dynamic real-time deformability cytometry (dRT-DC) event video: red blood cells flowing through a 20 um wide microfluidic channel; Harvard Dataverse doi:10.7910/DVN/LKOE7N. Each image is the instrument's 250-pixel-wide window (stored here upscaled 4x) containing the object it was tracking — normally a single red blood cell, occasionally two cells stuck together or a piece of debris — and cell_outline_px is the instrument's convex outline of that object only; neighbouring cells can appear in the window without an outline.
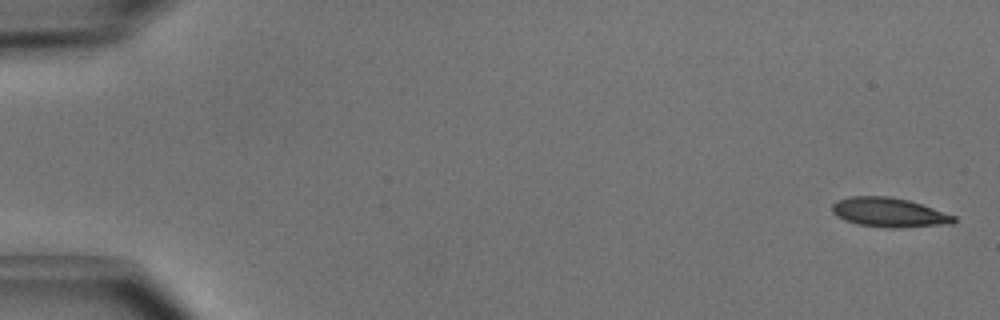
{"species": "common noctule bat (a hibernating species)", "species_latin": "Nyctalus noctula", "temperature_condition": "cold", "stored_images_in_passage": 50, "camera_frame_rate_fps": 3000, "um_per_image_px": 0.085, "animal": {"sex": "male", "body_mass_g": 15.6}, "frame": {"image": 1, "passage_image": 1, "time_ms": 0.0, "image_size_px": [1000, 320], "cell_outline_px": [[956, 220], [952, 224], [900, 228], [884, 228], [860, 224], [844, 220], [836, 216], [832, 212], [832, 204], [836, 200], [848, 196], [888, 196], [908, 200], [956, 216]], "centroid_in_image_um": [75.55, 18.06], "position_along_channel_um": 9.5, "area_um2": 20.92}}
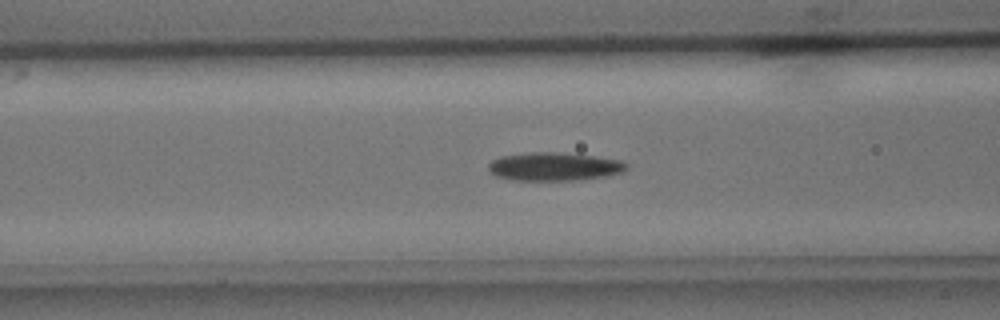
{"frame": {"image": 2, "passage_image": 20, "time_ms": 6.333, "image_size_px": [1000, 320], "cell_outline_px": [[628, 168], [620, 172], [604, 176], [572, 180], [512, 180], [496, 176], [488, 172], [488, 164], [492, 160], [500, 156], [532, 152], [556, 152], [592, 156], [620, 160], [628, 164]], "centroid_in_image_um": [47.04, 14.15], "position_along_channel_um": 119.6, "area_um2": 22.6}}
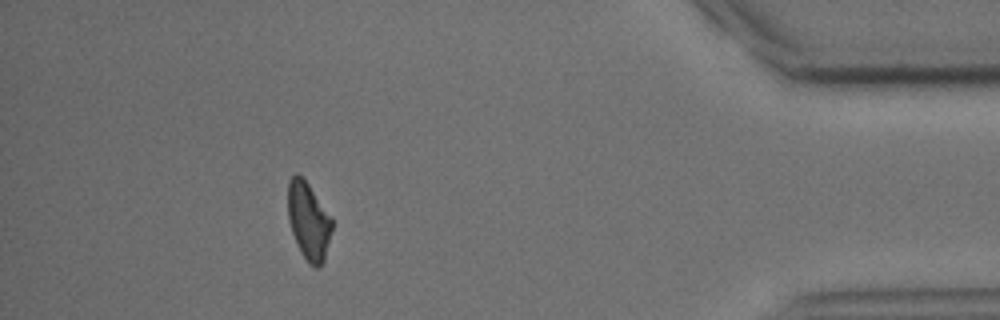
{"frame": {"image": 3, "passage_image": 45, "time_ms": 14.667, "image_size_px": [1000, 320], "cell_outline_px": [[332, 228], [324, 260], [320, 268], [316, 268], [308, 264], [300, 252], [292, 232], [288, 220], [288, 180], [296, 172], [308, 184], [332, 216]], "centroid_in_image_um": [26.22, 18.8], "position_along_channel_um": 409.0, "area_um2": 20.0}, "authors_computed_cell_mechanics": {"area_um2": 21.2993, "velocity_mm_per_s": 4.0286, "shape_relaxation_time_tau1_ms": 4.076, "shape_relaxation_time_tau2_ms": null, "deformation_change_tau1": 0.15, "deformation_change_tau2": null}}